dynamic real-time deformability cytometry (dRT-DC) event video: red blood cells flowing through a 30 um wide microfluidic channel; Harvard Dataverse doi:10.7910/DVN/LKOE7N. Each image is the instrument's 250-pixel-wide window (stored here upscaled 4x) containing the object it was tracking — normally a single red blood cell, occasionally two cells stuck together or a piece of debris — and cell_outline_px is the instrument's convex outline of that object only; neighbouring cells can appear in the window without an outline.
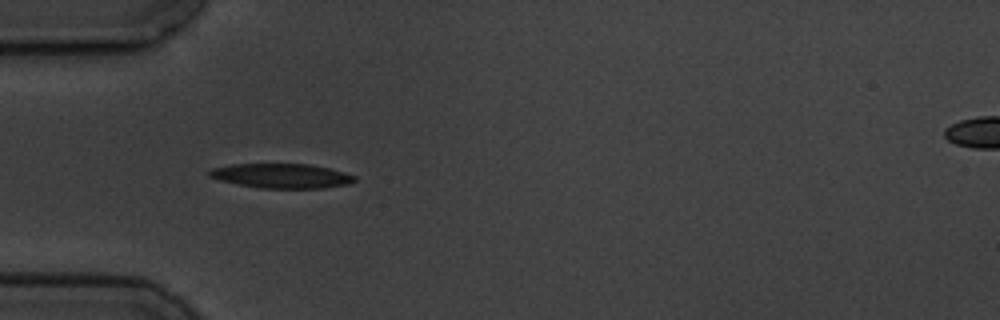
{"species": "common noctule bat (a hibernating species)", "species_latin": "Nyctalus noctula", "temperature_condition": "cold", "stored_images_in_passage": 3, "camera_frame_rate_fps": 3000, "um_per_image_px": 0.085, "animal": {"sex": "male", "body_mass_g": 19.5, "forearm_length_mm": 54.6}, "frame": {"image": 1, "passage_image": 1, "time_ms": 0.0, "image_size_px": [1000, 320], "cell_outline_px": [[356, 180], [348, 184], [324, 188], [260, 188], [220, 180], [208, 176], [208, 172], [212, 168], [232, 164], [308, 164], [328, 168], [344, 172], [356, 176]], "centroid_in_image_um": [23.94, 14.94], "position_along_channel_um": 61.1, "area_um2": 20.63}}
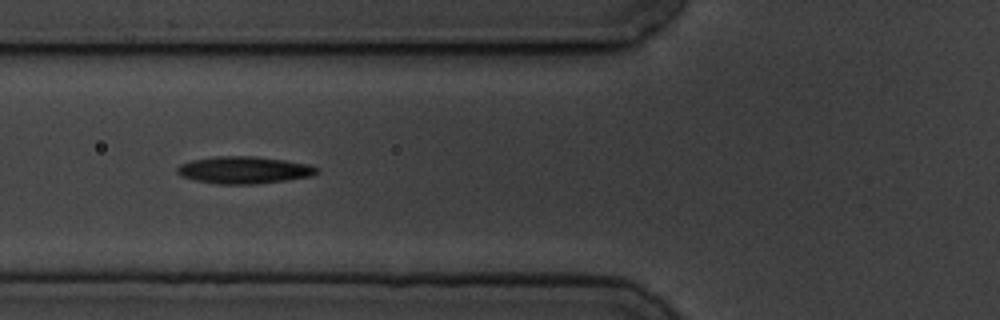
{"frame": {"image": 2, "passage_image": 2, "time_ms": 1.333, "image_size_px": [1000, 320], "cell_outline_px": [[320, 172], [312, 176], [284, 180], [252, 184], [220, 184], [196, 180], [180, 176], [176, 172], [176, 168], [180, 164], [192, 160], [216, 156], [256, 156], [284, 160], [308, 164], [320, 168]], "centroid_in_image_um": [20.75, 14.44], "position_along_channel_um": 105.1, "area_um2": 22.08}}
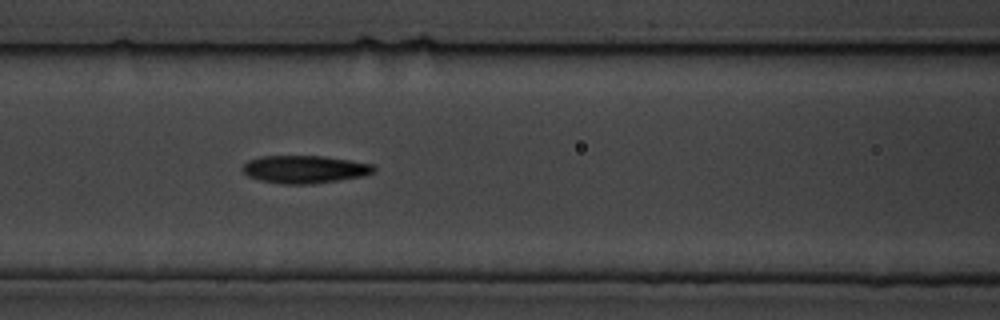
{"frame": {"image": 3, "passage_image": 3, "time_ms": 2.333, "image_size_px": [1000, 320], "cell_outline_px": [[376, 168], [372, 172], [360, 176], [312, 184], [284, 184], [260, 180], [248, 176], [240, 168], [248, 160], [260, 156], [324, 156], [352, 160], [372, 164]], "centroid_in_image_um": [25.85, 14.38], "position_along_channel_um": 140.7, "area_um2": 21.1}}